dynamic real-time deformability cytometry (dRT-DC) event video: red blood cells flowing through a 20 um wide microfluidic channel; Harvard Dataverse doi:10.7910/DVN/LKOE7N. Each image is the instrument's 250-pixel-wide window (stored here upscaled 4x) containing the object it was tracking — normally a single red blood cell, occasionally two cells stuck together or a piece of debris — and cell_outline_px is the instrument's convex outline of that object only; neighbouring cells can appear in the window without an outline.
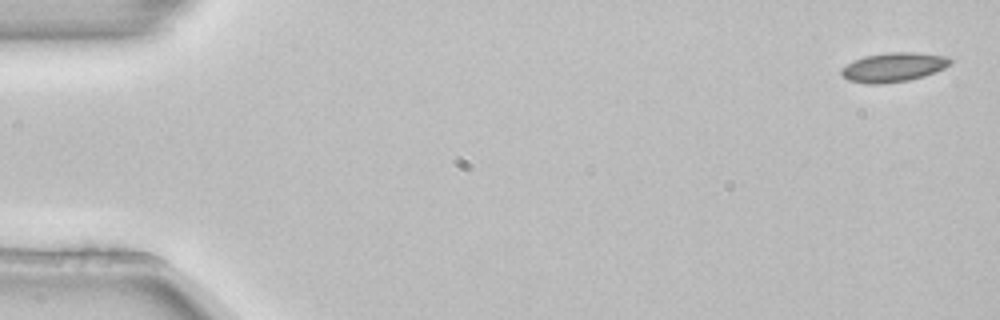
{"species": "common noctule bat (a hibernating species)", "species_latin": "Nyctalus noctula", "temperature_condition": "room temperature", "stored_images_in_passage": 5, "camera_frame_rate_fps": 3000, "um_per_image_px": 0.085, "animal": {"sex": "female", "body_mass_g": 22.7, "forearm_length_mm": 54.2}, "frame": {"image": 1, "passage_image": 1, "time_ms": 0.0, "image_size_px": [1000, 320], "cell_outline_px": [[952, 60], [944, 68], [924, 76], [908, 80], [880, 84], [864, 84], [848, 80], [840, 72], [840, 68], [852, 60], [864, 56], [888, 52], [916, 52], [948, 56]], "centroid_in_image_um": [75.9, 5.71], "position_along_channel_um": 9.1, "area_um2": 18.67}}
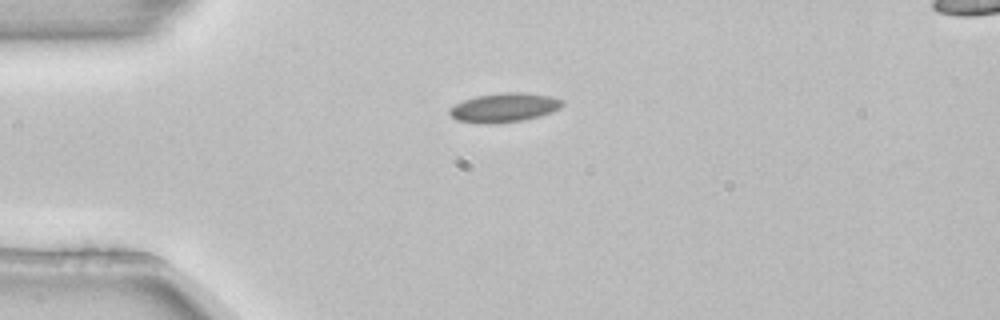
{"frame": {"image": 2, "passage_image": 3, "time_ms": 0.667, "image_size_px": [1000, 320], "cell_outline_px": [[564, 104], [560, 108], [552, 112], [540, 116], [524, 120], [492, 124], [484, 124], [456, 120], [448, 112], [448, 108], [464, 100], [476, 96], [504, 92], [524, 92], [552, 96], [564, 100]], "centroid_in_image_um": [42.88, 9.14], "position_along_channel_um": 42.1, "area_um2": 19.36}}